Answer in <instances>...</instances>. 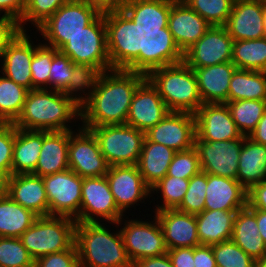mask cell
I'll return each mask as SVG.
<instances>
[{"instance_id":"obj_1","label":"cell","mask_w":266,"mask_h":267,"mask_svg":"<svg viewBox=\"0 0 266 267\" xmlns=\"http://www.w3.org/2000/svg\"><path fill=\"white\" fill-rule=\"evenodd\" d=\"M211 27L184 1L154 6L140 21L135 41L148 53L180 57Z\"/></svg>"},{"instance_id":"obj_2","label":"cell","mask_w":266,"mask_h":267,"mask_svg":"<svg viewBox=\"0 0 266 267\" xmlns=\"http://www.w3.org/2000/svg\"><path fill=\"white\" fill-rule=\"evenodd\" d=\"M141 61L131 53L117 67L101 73L81 106L82 127L124 125L137 87L146 79Z\"/></svg>"},{"instance_id":"obj_3","label":"cell","mask_w":266,"mask_h":267,"mask_svg":"<svg viewBox=\"0 0 266 267\" xmlns=\"http://www.w3.org/2000/svg\"><path fill=\"white\" fill-rule=\"evenodd\" d=\"M134 41L135 34L120 19L101 13L60 51L73 63L95 66L104 72L132 53Z\"/></svg>"},{"instance_id":"obj_4","label":"cell","mask_w":266,"mask_h":267,"mask_svg":"<svg viewBox=\"0 0 266 267\" xmlns=\"http://www.w3.org/2000/svg\"><path fill=\"white\" fill-rule=\"evenodd\" d=\"M132 53L143 64L146 77L157 88L169 111L195 114L203 104L193 69L180 57L146 52L136 41Z\"/></svg>"},{"instance_id":"obj_5","label":"cell","mask_w":266,"mask_h":267,"mask_svg":"<svg viewBox=\"0 0 266 267\" xmlns=\"http://www.w3.org/2000/svg\"><path fill=\"white\" fill-rule=\"evenodd\" d=\"M78 121H81V107L73 99L61 91L34 89L29 90L22 111L13 124L22 130L65 131L80 127Z\"/></svg>"},{"instance_id":"obj_6","label":"cell","mask_w":266,"mask_h":267,"mask_svg":"<svg viewBox=\"0 0 266 267\" xmlns=\"http://www.w3.org/2000/svg\"><path fill=\"white\" fill-rule=\"evenodd\" d=\"M107 227L111 229L104 222L76 224L79 267H133L119 227L114 232Z\"/></svg>"},{"instance_id":"obj_7","label":"cell","mask_w":266,"mask_h":267,"mask_svg":"<svg viewBox=\"0 0 266 267\" xmlns=\"http://www.w3.org/2000/svg\"><path fill=\"white\" fill-rule=\"evenodd\" d=\"M76 220L65 216H39L19 237L31 257L70 249L75 244Z\"/></svg>"},{"instance_id":"obj_8","label":"cell","mask_w":266,"mask_h":267,"mask_svg":"<svg viewBox=\"0 0 266 267\" xmlns=\"http://www.w3.org/2000/svg\"><path fill=\"white\" fill-rule=\"evenodd\" d=\"M101 13L83 2L71 0L63 4L36 32L42 36V44L60 50L73 36L83 31Z\"/></svg>"},{"instance_id":"obj_9","label":"cell","mask_w":266,"mask_h":267,"mask_svg":"<svg viewBox=\"0 0 266 267\" xmlns=\"http://www.w3.org/2000/svg\"><path fill=\"white\" fill-rule=\"evenodd\" d=\"M109 166L137 165L145 133L127 124L92 127Z\"/></svg>"},{"instance_id":"obj_10","label":"cell","mask_w":266,"mask_h":267,"mask_svg":"<svg viewBox=\"0 0 266 267\" xmlns=\"http://www.w3.org/2000/svg\"><path fill=\"white\" fill-rule=\"evenodd\" d=\"M151 217L152 221H144L140 217L139 219L122 217L117 223H110L112 226L114 224L120 227L124 247L132 263L167 253L161 225L155 215Z\"/></svg>"},{"instance_id":"obj_11","label":"cell","mask_w":266,"mask_h":267,"mask_svg":"<svg viewBox=\"0 0 266 267\" xmlns=\"http://www.w3.org/2000/svg\"><path fill=\"white\" fill-rule=\"evenodd\" d=\"M123 214L117 207L106 176L82 178L81 204L77 223H117Z\"/></svg>"},{"instance_id":"obj_12","label":"cell","mask_w":266,"mask_h":267,"mask_svg":"<svg viewBox=\"0 0 266 267\" xmlns=\"http://www.w3.org/2000/svg\"><path fill=\"white\" fill-rule=\"evenodd\" d=\"M68 162L69 169L81 178L102 177L109 169L97 138L90 129L82 126L70 130Z\"/></svg>"},{"instance_id":"obj_13","label":"cell","mask_w":266,"mask_h":267,"mask_svg":"<svg viewBox=\"0 0 266 267\" xmlns=\"http://www.w3.org/2000/svg\"><path fill=\"white\" fill-rule=\"evenodd\" d=\"M49 216L76 219L80 213L82 178L71 169L43 176Z\"/></svg>"},{"instance_id":"obj_14","label":"cell","mask_w":266,"mask_h":267,"mask_svg":"<svg viewBox=\"0 0 266 267\" xmlns=\"http://www.w3.org/2000/svg\"><path fill=\"white\" fill-rule=\"evenodd\" d=\"M245 135L224 141H203L195 139L194 147L198 152L201 171L236 179L238 162Z\"/></svg>"},{"instance_id":"obj_15","label":"cell","mask_w":266,"mask_h":267,"mask_svg":"<svg viewBox=\"0 0 266 267\" xmlns=\"http://www.w3.org/2000/svg\"><path fill=\"white\" fill-rule=\"evenodd\" d=\"M233 39L225 26H211L180 58L192 69L231 62Z\"/></svg>"},{"instance_id":"obj_16","label":"cell","mask_w":266,"mask_h":267,"mask_svg":"<svg viewBox=\"0 0 266 267\" xmlns=\"http://www.w3.org/2000/svg\"><path fill=\"white\" fill-rule=\"evenodd\" d=\"M105 176L115 203L123 214H128L126 210L131 211L130 208L140 206L139 203H145L151 197V188L145 183L137 165L109 166Z\"/></svg>"},{"instance_id":"obj_17","label":"cell","mask_w":266,"mask_h":267,"mask_svg":"<svg viewBox=\"0 0 266 267\" xmlns=\"http://www.w3.org/2000/svg\"><path fill=\"white\" fill-rule=\"evenodd\" d=\"M195 136V116L189 112L169 111L159 123L145 132L149 141L163 144L176 152L194 147Z\"/></svg>"},{"instance_id":"obj_18","label":"cell","mask_w":266,"mask_h":267,"mask_svg":"<svg viewBox=\"0 0 266 267\" xmlns=\"http://www.w3.org/2000/svg\"><path fill=\"white\" fill-rule=\"evenodd\" d=\"M30 36L32 35H29L27 30L18 31L13 36L5 48L0 63V72L16 84L33 90L30 65L35 49L40 45V42L35 45Z\"/></svg>"},{"instance_id":"obj_19","label":"cell","mask_w":266,"mask_h":267,"mask_svg":"<svg viewBox=\"0 0 266 267\" xmlns=\"http://www.w3.org/2000/svg\"><path fill=\"white\" fill-rule=\"evenodd\" d=\"M194 116L195 139L224 141L242 136L226 103L202 104Z\"/></svg>"},{"instance_id":"obj_20","label":"cell","mask_w":266,"mask_h":267,"mask_svg":"<svg viewBox=\"0 0 266 267\" xmlns=\"http://www.w3.org/2000/svg\"><path fill=\"white\" fill-rule=\"evenodd\" d=\"M168 112L157 88L146 78L135 91L126 124L145 133Z\"/></svg>"},{"instance_id":"obj_21","label":"cell","mask_w":266,"mask_h":267,"mask_svg":"<svg viewBox=\"0 0 266 267\" xmlns=\"http://www.w3.org/2000/svg\"><path fill=\"white\" fill-rule=\"evenodd\" d=\"M264 4L254 0H234L225 25L233 41L266 37Z\"/></svg>"},{"instance_id":"obj_22","label":"cell","mask_w":266,"mask_h":267,"mask_svg":"<svg viewBox=\"0 0 266 267\" xmlns=\"http://www.w3.org/2000/svg\"><path fill=\"white\" fill-rule=\"evenodd\" d=\"M158 219L167 250L201 245L197 235L196 216L177 209L154 212Z\"/></svg>"},{"instance_id":"obj_23","label":"cell","mask_w":266,"mask_h":267,"mask_svg":"<svg viewBox=\"0 0 266 267\" xmlns=\"http://www.w3.org/2000/svg\"><path fill=\"white\" fill-rule=\"evenodd\" d=\"M6 193L22 207L38 216H49V203L43 178L29 174L11 175L7 178Z\"/></svg>"},{"instance_id":"obj_24","label":"cell","mask_w":266,"mask_h":267,"mask_svg":"<svg viewBox=\"0 0 266 267\" xmlns=\"http://www.w3.org/2000/svg\"><path fill=\"white\" fill-rule=\"evenodd\" d=\"M247 194L237 179L207 173L204 210L239 211L247 206Z\"/></svg>"},{"instance_id":"obj_25","label":"cell","mask_w":266,"mask_h":267,"mask_svg":"<svg viewBox=\"0 0 266 267\" xmlns=\"http://www.w3.org/2000/svg\"><path fill=\"white\" fill-rule=\"evenodd\" d=\"M236 66L232 62L193 69L203 104L227 103Z\"/></svg>"},{"instance_id":"obj_26","label":"cell","mask_w":266,"mask_h":267,"mask_svg":"<svg viewBox=\"0 0 266 267\" xmlns=\"http://www.w3.org/2000/svg\"><path fill=\"white\" fill-rule=\"evenodd\" d=\"M69 138L70 130L43 131V145L34 175L43 177L69 169Z\"/></svg>"},{"instance_id":"obj_27","label":"cell","mask_w":266,"mask_h":267,"mask_svg":"<svg viewBox=\"0 0 266 267\" xmlns=\"http://www.w3.org/2000/svg\"><path fill=\"white\" fill-rule=\"evenodd\" d=\"M231 240L255 261L266 255V245L259 235L256 215L248 206L236 212Z\"/></svg>"},{"instance_id":"obj_28","label":"cell","mask_w":266,"mask_h":267,"mask_svg":"<svg viewBox=\"0 0 266 267\" xmlns=\"http://www.w3.org/2000/svg\"><path fill=\"white\" fill-rule=\"evenodd\" d=\"M237 181L248 191L253 185L266 179V146L254 142L248 136L242 144Z\"/></svg>"},{"instance_id":"obj_29","label":"cell","mask_w":266,"mask_h":267,"mask_svg":"<svg viewBox=\"0 0 266 267\" xmlns=\"http://www.w3.org/2000/svg\"><path fill=\"white\" fill-rule=\"evenodd\" d=\"M43 145V131L15 127L11 175L34 173Z\"/></svg>"},{"instance_id":"obj_30","label":"cell","mask_w":266,"mask_h":267,"mask_svg":"<svg viewBox=\"0 0 266 267\" xmlns=\"http://www.w3.org/2000/svg\"><path fill=\"white\" fill-rule=\"evenodd\" d=\"M236 212L204 210L196 214L197 235L200 244L213 245L231 240Z\"/></svg>"},{"instance_id":"obj_31","label":"cell","mask_w":266,"mask_h":267,"mask_svg":"<svg viewBox=\"0 0 266 267\" xmlns=\"http://www.w3.org/2000/svg\"><path fill=\"white\" fill-rule=\"evenodd\" d=\"M175 153L176 151L173 149L149 141L145 137L137 166L142 178L150 188L167 174Z\"/></svg>"},{"instance_id":"obj_32","label":"cell","mask_w":266,"mask_h":267,"mask_svg":"<svg viewBox=\"0 0 266 267\" xmlns=\"http://www.w3.org/2000/svg\"><path fill=\"white\" fill-rule=\"evenodd\" d=\"M38 217L14 202L7 193L0 196V237L19 238Z\"/></svg>"},{"instance_id":"obj_33","label":"cell","mask_w":266,"mask_h":267,"mask_svg":"<svg viewBox=\"0 0 266 267\" xmlns=\"http://www.w3.org/2000/svg\"><path fill=\"white\" fill-rule=\"evenodd\" d=\"M266 100V72L236 68L232 74L228 102Z\"/></svg>"},{"instance_id":"obj_34","label":"cell","mask_w":266,"mask_h":267,"mask_svg":"<svg viewBox=\"0 0 266 267\" xmlns=\"http://www.w3.org/2000/svg\"><path fill=\"white\" fill-rule=\"evenodd\" d=\"M231 62L238 69L266 72V37L233 41Z\"/></svg>"},{"instance_id":"obj_35","label":"cell","mask_w":266,"mask_h":267,"mask_svg":"<svg viewBox=\"0 0 266 267\" xmlns=\"http://www.w3.org/2000/svg\"><path fill=\"white\" fill-rule=\"evenodd\" d=\"M101 73L95 66L74 63L71 79L63 93L81 107L90 98Z\"/></svg>"},{"instance_id":"obj_36","label":"cell","mask_w":266,"mask_h":267,"mask_svg":"<svg viewBox=\"0 0 266 267\" xmlns=\"http://www.w3.org/2000/svg\"><path fill=\"white\" fill-rule=\"evenodd\" d=\"M29 90L0 75V120L13 123L20 115Z\"/></svg>"},{"instance_id":"obj_37","label":"cell","mask_w":266,"mask_h":267,"mask_svg":"<svg viewBox=\"0 0 266 267\" xmlns=\"http://www.w3.org/2000/svg\"><path fill=\"white\" fill-rule=\"evenodd\" d=\"M242 135L248 136L266 112V100H236L226 103Z\"/></svg>"},{"instance_id":"obj_38","label":"cell","mask_w":266,"mask_h":267,"mask_svg":"<svg viewBox=\"0 0 266 267\" xmlns=\"http://www.w3.org/2000/svg\"><path fill=\"white\" fill-rule=\"evenodd\" d=\"M188 185L189 179L165 175L150 189L152 201L153 199L154 201H157V199L155 200V198L153 197V194L156 195L157 193L160 194L162 200V202L159 201V204H156L153 207L154 211L152 210L151 214L152 212L162 211L166 209H177L182 203V200L188 189Z\"/></svg>"},{"instance_id":"obj_39","label":"cell","mask_w":266,"mask_h":267,"mask_svg":"<svg viewBox=\"0 0 266 267\" xmlns=\"http://www.w3.org/2000/svg\"><path fill=\"white\" fill-rule=\"evenodd\" d=\"M92 6L100 13L108 14L120 19L134 34H136L139 20L136 15V0H77Z\"/></svg>"},{"instance_id":"obj_40","label":"cell","mask_w":266,"mask_h":267,"mask_svg":"<svg viewBox=\"0 0 266 267\" xmlns=\"http://www.w3.org/2000/svg\"><path fill=\"white\" fill-rule=\"evenodd\" d=\"M184 2L211 26H225L234 0H184Z\"/></svg>"},{"instance_id":"obj_41","label":"cell","mask_w":266,"mask_h":267,"mask_svg":"<svg viewBox=\"0 0 266 267\" xmlns=\"http://www.w3.org/2000/svg\"><path fill=\"white\" fill-rule=\"evenodd\" d=\"M71 0H27V7L22 19L17 23L19 31L29 30L27 24L37 29L49 17H51L63 4ZM29 22V23H28ZM25 25H27L25 27Z\"/></svg>"},{"instance_id":"obj_42","label":"cell","mask_w":266,"mask_h":267,"mask_svg":"<svg viewBox=\"0 0 266 267\" xmlns=\"http://www.w3.org/2000/svg\"><path fill=\"white\" fill-rule=\"evenodd\" d=\"M34 259L17 237H0V267H34Z\"/></svg>"},{"instance_id":"obj_43","label":"cell","mask_w":266,"mask_h":267,"mask_svg":"<svg viewBox=\"0 0 266 267\" xmlns=\"http://www.w3.org/2000/svg\"><path fill=\"white\" fill-rule=\"evenodd\" d=\"M58 50L48 47L40 42V45L35 49L30 65L31 77L34 89H49L50 90V66L53 55Z\"/></svg>"},{"instance_id":"obj_44","label":"cell","mask_w":266,"mask_h":267,"mask_svg":"<svg viewBox=\"0 0 266 267\" xmlns=\"http://www.w3.org/2000/svg\"><path fill=\"white\" fill-rule=\"evenodd\" d=\"M211 246L217 267H256V261L232 240Z\"/></svg>"},{"instance_id":"obj_45","label":"cell","mask_w":266,"mask_h":267,"mask_svg":"<svg viewBox=\"0 0 266 267\" xmlns=\"http://www.w3.org/2000/svg\"><path fill=\"white\" fill-rule=\"evenodd\" d=\"M207 173L200 171L189 179L188 189L178 211L199 214L205 209Z\"/></svg>"},{"instance_id":"obj_46","label":"cell","mask_w":266,"mask_h":267,"mask_svg":"<svg viewBox=\"0 0 266 267\" xmlns=\"http://www.w3.org/2000/svg\"><path fill=\"white\" fill-rule=\"evenodd\" d=\"M201 171L198 152L195 147L178 151L168 167V176L190 179Z\"/></svg>"},{"instance_id":"obj_47","label":"cell","mask_w":266,"mask_h":267,"mask_svg":"<svg viewBox=\"0 0 266 267\" xmlns=\"http://www.w3.org/2000/svg\"><path fill=\"white\" fill-rule=\"evenodd\" d=\"M74 63L71 59L58 50L50 66V90L64 92L71 79Z\"/></svg>"},{"instance_id":"obj_48","label":"cell","mask_w":266,"mask_h":267,"mask_svg":"<svg viewBox=\"0 0 266 267\" xmlns=\"http://www.w3.org/2000/svg\"><path fill=\"white\" fill-rule=\"evenodd\" d=\"M15 143V125H0V171L8 178L11 176L13 147Z\"/></svg>"},{"instance_id":"obj_49","label":"cell","mask_w":266,"mask_h":267,"mask_svg":"<svg viewBox=\"0 0 266 267\" xmlns=\"http://www.w3.org/2000/svg\"><path fill=\"white\" fill-rule=\"evenodd\" d=\"M34 267H79L76 244L70 249L39 257L35 260Z\"/></svg>"},{"instance_id":"obj_50","label":"cell","mask_w":266,"mask_h":267,"mask_svg":"<svg viewBox=\"0 0 266 267\" xmlns=\"http://www.w3.org/2000/svg\"><path fill=\"white\" fill-rule=\"evenodd\" d=\"M27 0H0V16L18 23L26 10Z\"/></svg>"},{"instance_id":"obj_51","label":"cell","mask_w":266,"mask_h":267,"mask_svg":"<svg viewBox=\"0 0 266 267\" xmlns=\"http://www.w3.org/2000/svg\"><path fill=\"white\" fill-rule=\"evenodd\" d=\"M247 206L266 212V179L248 190Z\"/></svg>"},{"instance_id":"obj_52","label":"cell","mask_w":266,"mask_h":267,"mask_svg":"<svg viewBox=\"0 0 266 267\" xmlns=\"http://www.w3.org/2000/svg\"><path fill=\"white\" fill-rule=\"evenodd\" d=\"M173 267H195L193 247H179L167 250Z\"/></svg>"},{"instance_id":"obj_53","label":"cell","mask_w":266,"mask_h":267,"mask_svg":"<svg viewBox=\"0 0 266 267\" xmlns=\"http://www.w3.org/2000/svg\"><path fill=\"white\" fill-rule=\"evenodd\" d=\"M195 267H217L211 245L193 247Z\"/></svg>"},{"instance_id":"obj_54","label":"cell","mask_w":266,"mask_h":267,"mask_svg":"<svg viewBox=\"0 0 266 267\" xmlns=\"http://www.w3.org/2000/svg\"><path fill=\"white\" fill-rule=\"evenodd\" d=\"M18 31V24L14 21L4 18L0 21V61H2L8 42Z\"/></svg>"},{"instance_id":"obj_55","label":"cell","mask_w":266,"mask_h":267,"mask_svg":"<svg viewBox=\"0 0 266 267\" xmlns=\"http://www.w3.org/2000/svg\"><path fill=\"white\" fill-rule=\"evenodd\" d=\"M133 267H173L167 253L161 256L143 258L133 263Z\"/></svg>"},{"instance_id":"obj_56","label":"cell","mask_w":266,"mask_h":267,"mask_svg":"<svg viewBox=\"0 0 266 267\" xmlns=\"http://www.w3.org/2000/svg\"><path fill=\"white\" fill-rule=\"evenodd\" d=\"M184 0H138L136 15L140 21L154 6L166 2H179Z\"/></svg>"},{"instance_id":"obj_57","label":"cell","mask_w":266,"mask_h":267,"mask_svg":"<svg viewBox=\"0 0 266 267\" xmlns=\"http://www.w3.org/2000/svg\"><path fill=\"white\" fill-rule=\"evenodd\" d=\"M254 142L266 146V112L256 125V128L248 135Z\"/></svg>"},{"instance_id":"obj_58","label":"cell","mask_w":266,"mask_h":267,"mask_svg":"<svg viewBox=\"0 0 266 267\" xmlns=\"http://www.w3.org/2000/svg\"><path fill=\"white\" fill-rule=\"evenodd\" d=\"M256 215L257 219V226L259 229V235L263 238L264 243L266 245V212L259 210V209H254L250 208Z\"/></svg>"},{"instance_id":"obj_59","label":"cell","mask_w":266,"mask_h":267,"mask_svg":"<svg viewBox=\"0 0 266 267\" xmlns=\"http://www.w3.org/2000/svg\"><path fill=\"white\" fill-rule=\"evenodd\" d=\"M7 177L0 171V196L6 194Z\"/></svg>"},{"instance_id":"obj_60","label":"cell","mask_w":266,"mask_h":267,"mask_svg":"<svg viewBox=\"0 0 266 267\" xmlns=\"http://www.w3.org/2000/svg\"><path fill=\"white\" fill-rule=\"evenodd\" d=\"M256 267H266V255L262 259L256 261Z\"/></svg>"},{"instance_id":"obj_61","label":"cell","mask_w":266,"mask_h":267,"mask_svg":"<svg viewBox=\"0 0 266 267\" xmlns=\"http://www.w3.org/2000/svg\"><path fill=\"white\" fill-rule=\"evenodd\" d=\"M264 27H265V32H266V4L264 5Z\"/></svg>"},{"instance_id":"obj_62","label":"cell","mask_w":266,"mask_h":267,"mask_svg":"<svg viewBox=\"0 0 266 267\" xmlns=\"http://www.w3.org/2000/svg\"><path fill=\"white\" fill-rule=\"evenodd\" d=\"M254 1H257V2H260V3H262V4H266V0H254Z\"/></svg>"}]
</instances>
